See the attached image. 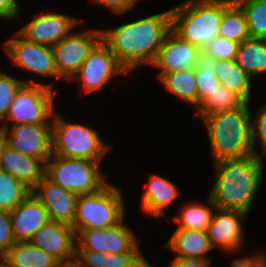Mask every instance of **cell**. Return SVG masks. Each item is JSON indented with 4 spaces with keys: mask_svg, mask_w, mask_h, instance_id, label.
<instances>
[{
    "mask_svg": "<svg viewBox=\"0 0 266 267\" xmlns=\"http://www.w3.org/2000/svg\"><path fill=\"white\" fill-rule=\"evenodd\" d=\"M125 217L116 225L105 229H85L76 232V250L101 253L141 252L140 239L132 228L124 223Z\"/></svg>",
    "mask_w": 266,
    "mask_h": 267,
    "instance_id": "11",
    "label": "cell"
},
{
    "mask_svg": "<svg viewBox=\"0 0 266 267\" xmlns=\"http://www.w3.org/2000/svg\"><path fill=\"white\" fill-rule=\"evenodd\" d=\"M0 267H11L2 257H0Z\"/></svg>",
    "mask_w": 266,
    "mask_h": 267,
    "instance_id": "43",
    "label": "cell"
},
{
    "mask_svg": "<svg viewBox=\"0 0 266 267\" xmlns=\"http://www.w3.org/2000/svg\"><path fill=\"white\" fill-rule=\"evenodd\" d=\"M258 267H266V258L258 265Z\"/></svg>",
    "mask_w": 266,
    "mask_h": 267,
    "instance_id": "45",
    "label": "cell"
},
{
    "mask_svg": "<svg viewBox=\"0 0 266 267\" xmlns=\"http://www.w3.org/2000/svg\"><path fill=\"white\" fill-rule=\"evenodd\" d=\"M2 258L11 267H58L61 263L30 242L15 243Z\"/></svg>",
    "mask_w": 266,
    "mask_h": 267,
    "instance_id": "25",
    "label": "cell"
},
{
    "mask_svg": "<svg viewBox=\"0 0 266 267\" xmlns=\"http://www.w3.org/2000/svg\"><path fill=\"white\" fill-rule=\"evenodd\" d=\"M0 137L16 151L44 164L52 157L51 124L1 126Z\"/></svg>",
    "mask_w": 266,
    "mask_h": 267,
    "instance_id": "13",
    "label": "cell"
},
{
    "mask_svg": "<svg viewBox=\"0 0 266 267\" xmlns=\"http://www.w3.org/2000/svg\"><path fill=\"white\" fill-rule=\"evenodd\" d=\"M121 75L130 74L118 62L111 49L101 40L69 82H81L84 92L91 93L103 89L110 80Z\"/></svg>",
    "mask_w": 266,
    "mask_h": 267,
    "instance_id": "9",
    "label": "cell"
},
{
    "mask_svg": "<svg viewBox=\"0 0 266 267\" xmlns=\"http://www.w3.org/2000/svg\"><path fill=\"white\" fill-rule=\"evenodd\" d=\"M202 52L200 47L184 40L171 29L150 67L158 68V80L163 74L172 71L195 69Z\"/></svg>",
    "mask_w": 266,
    "mask_h": 267,
    "instance_id": "15",
    "label": "cell"
},
{
    "mask_svg": "<svg viewBox=\"0 0 266 267\" xmlns=\"http://www.w3.org/2000/svg\"><path fill=\"white\" fill-rule=\"evenodd\" d=\"M29 242L52 255L61 264L75 261L76 232L70 225L50 220Z\"/></svg>",
    "mask_w": 266,
    "mask_h": 267,
    "instance_id": "17",
    "label": "cell"
},
{
    "mask_svg": "<svg viewBox=\"0 0 266 267\" xmlns=\"http://www.w3.org/2000/svg\"><path fill=\"white\" fill-rule=\"evenodd\" d=\"M205 204L197 201L183 204V207L180 208V213L172 217L178 225L176 228L207 231L215 213L216 205L209 196Z\"/></svg>",
    "mask_w": 266,
    "mask_h": 267,
    "instance_id": "26",
    "label": "cell"
},
{
    "mask_svg": "<svg viewBox=\"0 0 266 267\" xmlns=\"http://www.w3.org/2000/svg\"><path fill=\"white\" fill-rule=\"evenodd\" d=\"M80 21L83 20L74 16L44 11L34 16L17 33L27 41L53 47L79 26Z\"/></svg>",
    "mask_w": 266,
    "mask_h": 267,
    "instance_id": "14",
    "label": "cell"
},
{
    "mask_svg": "<svg viewBox=\"0 0 266 267\" xmlns=\"http://www.w3.org/2000/svg\"><path fill=\"white\" fill-rule=\"evenodd\" d=\"M239 43L227 38L216 37L204 48L203 53L217 60H235Z\"/></svg>",
    "mask_w": 266,
    "mask_h": 267,
    "instance_id": "36",
    "label": "cell"
},
{
    "mask_svg": "<svg viewBox=\"0 0 266 267\" xmlns=\"http://www.w3.org/2000/svg\"><path fill=\"white\" fill-rule=\"evenodd\" d=\"M32 191L12 175L0 170V210L11 212Z\"/></svg>",
    "mask_w": 266,
    "mask_h": 267,
    "instance_id": "32",
    "label": "cell"
},
{
    "mask_svg": "<svg viewBox=\"0 0 266 267\" xmlns=\"http://www.w3.org/2000/svg\"><path fill=\"white\" fill-rule=\"evenodd\" d=\"M32 193L47 209L52 221L73 226L78 195L63 189L46 176L38 182Z\"/></svg>",
    "mask_w": 266,
    "mask_h": 267,
    "instance_id": "18",
    "label": "cell"
},
{
    "mask_svg": "<svg viewBox=\"0 0 266 267\" xmlns=\"http://www.w3.org/2000/svg\"><path fill=\"white\" fill-rule=\"evenodd\" d=\"M0 170L18 179L31 191L45 176V164L40 160L26 156L9 145L0 137Z\"/></svg>",
    "mask_w": 266,
    "mask_h": 267,
    "instance_id": "20",
    "label": "cell"
},
{
    "mask_svg": "<svg viewBox=\"0 0 266 267\" xmlns=\"http://www.w3.org/2000/svg\"><path fill=\"white\" fill-rule=\"evenodd\" d=\"M58 267H80L76 261L71 262V263H62Z\"/></svg>",
    "mask_w": 266,
    "mask_h": 267,
    "instance_id": "42",
    "label": "cell"
},
{
    "mask_svg": "<svg viewBox=\"0 0 266 267\" xmlns=\"http://www.w3.org/2000/svg\"><path fill=\"white\" fill-rule=\"evenodd\" d=\"M250 103L233 111L204 116L213 163L254 155Z\"/></svg>",
    "mask_w": 266,
    "mask_h": 267,
    "instance_id": "3",
    "label": "cell"
},
{
    "mask_svg": "<svg viewBox=\"0 0 266 267\" xmlns=\"http://www.w3.org/2000/svg\"><path fill=\"white\" fill-rule=\"evenodd\" d=\"M101 162L52 155L45 164V176L76 195L92 194L107 183Z\"/></svg>",
    "mask_w": 266,
    "mask_h": 267,
    "instance_id": "7",
    "label": "cell"
},
{
    "mask_svg": "<svg viewBox=\"0 0 266 267\" xmlns=\"http://www.w3.org/2000/svg\"><path fill=\"white\" fill-rule=\"evenodd\" d=\"M158 82L162 84L169 93L192 105L197 109V85L195 69L178 70L163 74Z\"/></svg>",
    "mask_w": 266,
    "mask_h": 267,
    "instance_id": "28",
    "label": "cell"
},
{
    "mask_svg": "<svg viewBox=\"0 0 266 267\" xmlns=\"http://www.w3.org/2000/svg\"><path fill=\"white\" fill-rule=\"evenodd\" d=\"M172 29L171 8L125 22L112 29H101L102 41L115 54L129 74L142 65L151 66L167 33Z\"/></svg>",
    "mask_w": 266,
    "mask_h": 267,
    "instance_id": "1",
    "label": "cell"
},
{
    "mask_svg": "<svg viewBox=\"0 0 266 267\" xmlns=\"http://www.w3.org/2000/svg\"><path fill=\"white\" fill-rule=\"evenodd\" d=\"M219 36L239 44L250 38L246 15L235 1L224 11Z\"/></svg>",
    "mask_w": 266,
    "mask_h": 267,
    "instance_id": "29",
    "label": "cell"
},
{
    "mask_svg": "<svg viewBox=\"0 0 266 267\" xmlns=\"http://www.w3.org/2000/svg\"><path fill=\"white\" fill-rule=\"evenodd\" d=\"M256 115L251 116L252 142L254 155L257 157H266V104H263ZM259 144H258V143ZM260 146V150L259 147ZM258 147V149H257ZM265 156V157H264Z\"/></svg>",
    "mask_w": 266,
    "mask_h": 267,
    "instance_id": "35",
    "label": "cell"
},
{
    "mask_svg": "<svg viewBox=\"0 0 266 267\" xmlns=\"http://www.w3.org/2000/svg\"><path fill=\"white\" fill-rule=\"evenodd\" d=\"M122 189L110 181L99 191L78 195L75 232L85 229H105L126 217V198Z\"/></svg>",
    "mask_w": 266,
    "mask_h": 267,
    "instance_id": "6",
    "label": "cell"
},
{
    "mask_svg": "<svg viewBox=\"0 0 266 267\" xmlns=\"http://www.w3.org/2000/svg\"><path fill=\"white\" fill-rule=\"evenodd\" d=\"M235 61L252 78L266 74V39L249 38L241 42Z\"/></svg>",
    "mask_w": 266,
    "mask_h": 267,
    "instance_id": "27",
    "label": "cell"
},
{
    "mask_svg": "<svg viewBox=\"0 0 266 267\" xmlns=\"http://www.w3.org/2000/svg\"><path fill=\"white\" fill-rule=\"evenodd\" d=\"M57 92L56 89L44 85L24 83L17 91L0 126L51 124L57 109L54 103Z\"/></svg>",
    "mask_w": 266,
    "mask_h": 267,
    "instance_id": "8",
    "label": "cell"
},
{
    "mask_svg": "<svg viewBox=\"0 0 266 267\" xmlns=\"http://www.w3.org/2000/svg\"><path fill=\"white\" fill-rule=\"evenodd\" d=\"M216 60L203 52L195 68L197 85V108L221 85L215 74Z\"/></svg>",
    "mask_w": 266,
    "mask_h": 267,
    "instance_id": "30",
    "label": "cell"
},
{
    "mask_svg": "<svg viewBox=\"0 0 266 267\" xmlns=\"http://www.w3.org/2000/svg\"><path fill=\"white\" fill-rule=\"evenodd\" d=\"M140 267H154V266H152L151 263L146 260Z\"/></svg>",
    "mask_w": 266,
    "mask_h": 267,
    "instance_id": "44",
    "label": "cell"
},
{
    "mask_svg": "<svg viewBox=\"0 0 266 267\" xmlns=\"http://www.w3.org/2000/svg\"><path fill=\"white\" fill-rule=\"evenodd\" d=\"M95 4L104 6L115 15H124L128 11L130 12L132 8L135 7L138 0H91ZM140 1V0H139Z\"/></svg>",
    "mask_w": 266,
    "mask_h": 267,
    "instance_id": "38",
    "label": "cell"
},
{
    "mask_svg": "<svg viewBox=\"0 0 266 267\" xmlns=\"http://www.w3.org/2000/svg\"><path fill=\"white\" fill-rule=\"evenodd\" d=\"M100 135L89 125L68 122L56 110L51 122L52 155L103 162L111 147Z\"/></svg>",
    "mask_w": 266,
    "mask_h": 267,
    "instance_id": "5",
    "label": "cell"
},
{
    "mask_svg": "<svg viewBox=\"0 0 266 267\" xmlns=\"http://www.w3.org/2000/svg\"><path fill=\"white\" fill-rule=\"evenodd\" d=\"M16 243L12 233L10 212L0 210V257Z\"/></svg>",
    "mask_w": 266,
    "mask_h": 267,
    "instance_id": "37",
    "label": "cell"
},
{
    "mask_svg": "<svg viewBox=\"0 0 266 267\" xmlns=\"http://www.w3.org/2000/svg\"><path fill=\"white\" fill-rule=\"evenodd\" d=\"M215 74L223 86L238 95L245 103H251L253 78L235 60H217Z\"/></svg>",
    "mask_w": 266,
    "mask_h": 267,
    "instance_id": "24",
    "label": "cell"
},
{
    "mask_svg": "<svg viewBox=\"0 0 266 267\" xmlns=\"http://www.w3.org/2000/svg\"><path fill=\"white\" fill-rule=\"evenodd\" d=\"M3 47L15 67L19 66L34 76L61 79L56 69L52 47L27 41L17 32L10 39L7 38Z\"/></svg>",
    "mask_w": 266,
    "mask_h": 267,
    "instance_id": "12",
    "label": "cell"
},
{
    "mask_svg": "<svg viewBox=\"0 0 266 267\" xmlns=\"http://www.w3.org/2000/svg\"><path fill=\"white\" fill-rule=\"evenodd\" d=\"M148 184L141 194V209L146 215L160 219L165 217L166 209L174 202L180 190L169 178L159 175L157 173L150 174Z\"/></svg>",
    "mask_w": 266,
    "mask_h": 267,
    "instance_id": "21",
    "label": "cell"
},
{
    "mask_svg": "<svg viewBox=\"0 0 266 267\" xmlns=\"http://www.w3.org/2000/svg\"><path fill=\"white\" fill-rule=\"evenodd\" d=\"M212 260L173 258L168 267H211Z\"/></svg>",
    "mask_w": 266,
    "mask_h": 267,
    "instance_id": "41",
    "label": "cell"
},
{
    "mask_svg": "<svg viewBox=\"0 0 266 267\" xmlns=\"http://www.w3.org/2000/svg\"><path fill=\"white\" fill-rule=\"evenodd\" d=\"M142 252L101 253L76 250L75 261L80 267H140L147 258Z\"/></svg>",
    "mask_w": 266,
    "mask_h": 267,
    "instance_id": "23",
    "label": "cell"
},
{
    "mask_svg": "<svg viewBox=\"0 0 266 267\" xmlns=\"http://www.w3.org/2000/svg\"><path fill=\"white\" fill-rule=\"evenodd\" d=\"M234 0H186L171 8L172 29L184 40L203 48L219 36L224 11Z\"/></svg>",
    "mask_w": 266,
    "mask_h": 267,
    "instance_id": "4",
    "label": "cell"
},
{
    "mask_svg": "<svg viewBox=\"0 0 266 267\" xmlns=\"http://www.w3.org/2000/svg\"><path fill=\"white\" fill-rule=\"evenodd\" d=\"M244 11L250 38L266 39V0H234Z\"/></svg>",
    "mask_w": 266,
    "mask_h": 267,
    "instance_id": "33",
    "label": "cell"
},
{
    "mask_svg": "<svg viewBox=\"0 0 266 267\" xmlns=\"http://www.w3.org/2000/svg\"><path fill=\"white\" fill-rule=\"evenodd\" d=\"M266 258V252H257L252 253L251 255H246L239 258L234 259L232 261V267H258V265Z\"/></svg>",
    "mask_w": 266,
    "mask_h": 267,
    "instance_id": "40",
    "label": "cell"
},
{
    "mask_svg": "<svg viewBox=\"0 0 266 267\" xmlns=\"http://www.w3.org/2000/svg\"><path fill=\"white\" fill-rule=\"evenodd\" d=\"M102 40L100 29L74 30L52 47L56 69L61 79L70 80L94 47Z\"/></svg>",
    "mask_w": 266,
    "mask_h": 267,
    "instance_id": "10",
    "label": "cell"
},
{
    "mask_svg": "<svg viewBox=\"0 0 266 267\" xmlns=\"http://www.w3.org/2000/svg\"><path fill=\"white\" fill-rule=\"evenodd\" d=\"M37 82L34 78L20 80L0 70V122L6 117L17 91L24 83L44 85L53 89L52 84Z\"/></svg>",
    "mask_w": 266,
    "mask_h": 267,
    "instance_id": "34",
    "label": "cell"
},
{
    "mask_svg": "<svg viewBox=\"0 0 266 267\" xmlns=\"http://www.w3.org/2000/svg\"><path fill=\"white\" fill-rule=\"evenodd\" d=\"M164 247L174 252V258L212 260L213 251L206 231L176 228Z\"/></svg>",
    "mask_w": 266,
    "mask_h": 267,
    "instance_id": "22",
    "label": "cell"
},
{
    "mask_svg": "<svg viewBox=\"0 0 266 267\" xmlns=\"http://www.w3.org/2000/svg\"><path fill=\"white\" fill-rule=\"evenodd\" d=\"M10 217L16 243L29 242L51 220L47 209L32 192L10 212Z\"/></svg>",
    "mask_w": 266,
    "mask_h": 267,
    "instance_id": "19",
    "label": "cell"
},
{
    "mask_svg": "<svg viewBox=\"0 0 266 267\" xmlns=\"http://www.w3.org/2000/svg\"><path fill=\"white\" fill-rule=\"evenodd\" d=\"M21 2L18 0H0V20L14 21L21 13Z\"/></svg>",
    "mask_w": 266,
    "mask_h": 267,
    "instance_id": "39",
    "label": "cell"
},
{
    "mask_svg": "<svg viewBox=\"0 0 266 267\" xmlns=\"http://www.w3.org/2000/svg\"><path fill=\"white\" fill-rule=\"evenodd\" d=\"M265 159L249 155L214 162L215 183L207 196L216 208L248 215L261 187Z\"/></svg>",
    "mask_w": 266,
    "mask_h": 267,
    "instance_id": "2",
    "label": "cell"
},
{
    "mask_svg": "<svg viewBox=\"0 0 266 267\" xmlns=\"http://www.w3.org/2000/svg\"><path fill=\"white\" fill-rule=\"evenodd\" d=\"M246 216L240 211L216 208L206 231L212 248H220L230 254L242 250L246 241L242 221Z\"/></svg>",
    "mask_w": 266,
    "mask_h": 267,
    "instance_id": "16",
    "label": "cell"
},
{
    "mask_svg": "<svg viewBox=\"0 0 266 267\" xmlns=\"http://www.w3.org/2000/svg\"><path fill=\"white\" fill-rule=\"evenodd\" d=\"M244 103L238 95L221 84L195 111L202 119L207 115L236 110Z\"/></svg>",
    "mask_w": 266,
    "mask_h": 267,
    "instance_id": "31",
    "label": "cell"
}]
</instances>
